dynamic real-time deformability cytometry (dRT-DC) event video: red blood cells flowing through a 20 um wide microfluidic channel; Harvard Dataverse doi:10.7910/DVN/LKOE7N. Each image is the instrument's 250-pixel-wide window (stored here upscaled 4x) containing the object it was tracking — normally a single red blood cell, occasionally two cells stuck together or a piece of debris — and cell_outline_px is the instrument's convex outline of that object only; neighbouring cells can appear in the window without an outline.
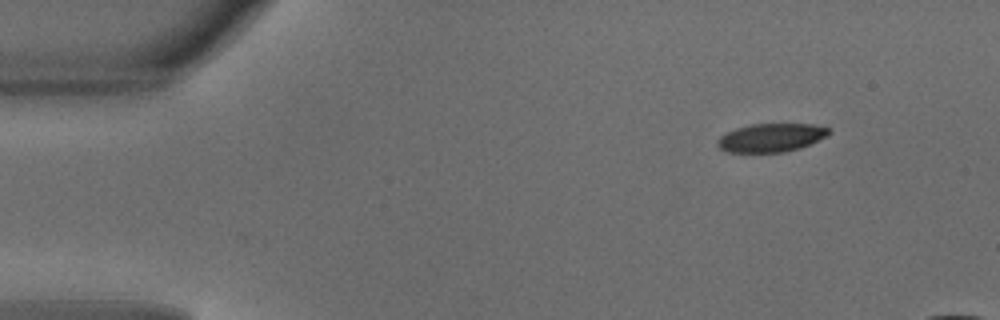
{"species": "common noctule bat (a hibernating species)", "species_latin": "Nyctalus noctula", "temperature_condition": "warm", "stored_images_in_passage": 37, "camera_frame_rate_fps": 3000, "um_per_image_px": 0.085, "animal": {"sex": "male", "body_mass_g": 18.8}, "frame": {"image": 1, "passage_image": 1, "time_ms": 0.0, "image_size_px": [1000, 320], "cell_outline_px": [[832, 132], [828, 136], [800, 148], [784, 152], [728, 152], [720, 148], [716, 144], [716, 140], [720, 136], [736, 128], [752, 124], [812, 124], [828, 128]], "centroid_in_image_um": [65.55, 11.7], "position_along_channel_um": 19.4, "area_um2": 18.44}}
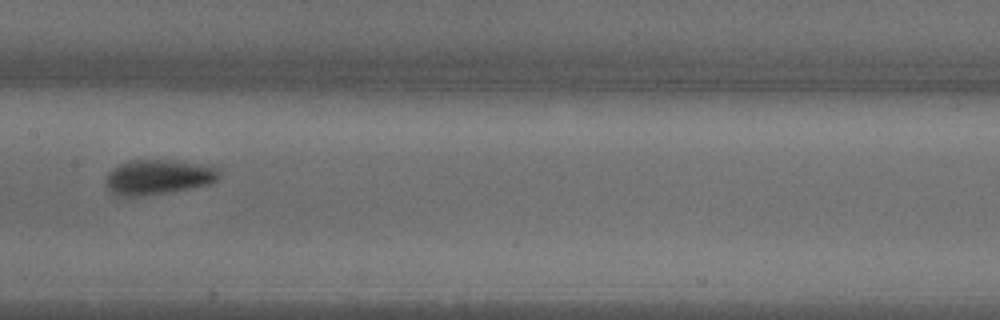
{"frame": {"image": 2, "passage_image": 20, "time_ms": 6.333, "image_size_px": [1000, 320], "cell_outline_px": [[220, 176], [212, 184], [172, 192], [136, 196], [124, 196], [112, 192], [108, 188], [104, 180], [108, 172], [112, 168], [128, 160], [176, 160], [204, 164], [220, 168]], "centroid_in_image_um": [13.49, 15.03], "position_along_channel_um": 193.9, "area_um2": 23.41}}
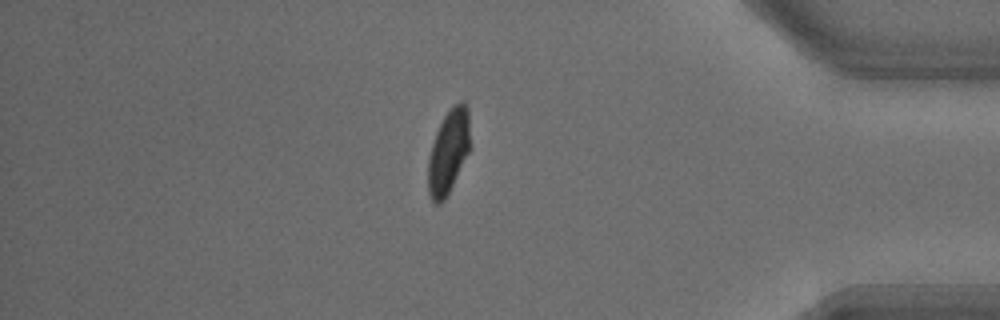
{"frame": {"image": 3, "passage_image": 37, "time_ms": 12.0, "image_size_px": [1000, 320], "cell_outline_px": [[472, 148], [444, 200], [440, 204], [436, 204], [432, 200], [428, 192], [428, 160], [432, 144], [436, 132], [444, 116], [460, 100], [464, 100], [468, 104], [472, 144]], "centroid_in_image_um": [38.17, 12.85], "position_along_channel_um": 397.0, "area_um2": 20.98}, "authors_computed_cell_mechanics": {"area_um2": 21.386, "velocity_mm_per_s": 4.1508, "shape_relaxation_time_tau1_ms": 3.0762, "shape_relaxation_time_tau2_ms": 2.7844, "deformation_change_tau1": 0.1583, "deformation_change_tau2": 0.0663}}